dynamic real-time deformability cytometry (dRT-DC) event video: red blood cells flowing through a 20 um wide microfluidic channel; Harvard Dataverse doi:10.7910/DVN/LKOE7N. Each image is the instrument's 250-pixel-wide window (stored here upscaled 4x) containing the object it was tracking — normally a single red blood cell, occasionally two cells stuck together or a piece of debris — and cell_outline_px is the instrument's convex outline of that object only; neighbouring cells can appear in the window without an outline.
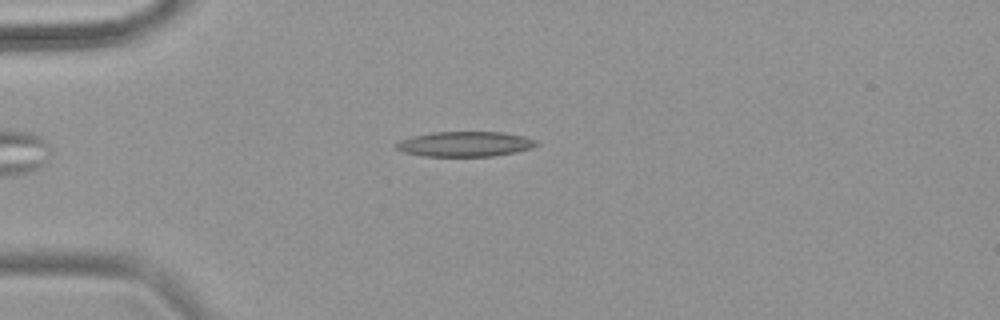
{"species": "common noctule bat (a hibernating species)", "species_latin": "Nyctalus noctula", "temperature_condition": "warm", "stored_images_in_passage": 45, "camera_frame_rate_fps": 3000, "um_per_image_px": 0.085, "animal": {"sex": "female", "body_mass_g": 18.4}, "frame": {"image": 1, "passage_image": 6, "time_ms": 1.667, "image_size_px": [1000, 320], "cell_outline_px": [[540, 144], [532, 148], [516, 152], [492, 156], [424, 156], [404, 152], [396, 148], [396, 144], [400, 140], [412, 136], [432, 132], [504, 132], [524, 136], [536, 140]], "centroid_in_image_um": [39.56, 12.24], "position_along_channel_um": 45.4, "area_um2": 20.52}}
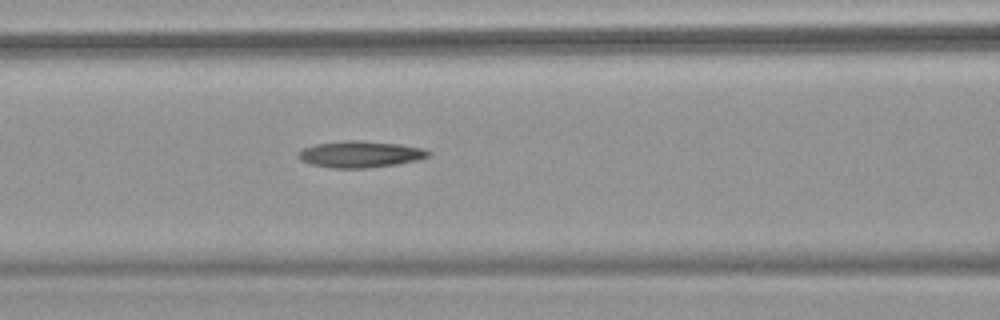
{"frame": {"image": 2, "passage_image": 15, "time_ms": 4.667, "image_size_px": [1000, 320], "cell_outline_px": [[432, 152], [428, 156], [416, 160], [396, 164], [368, 168], [332, 168], [312, 164], [300, 160], [296, 156], [304, 148], [316, 144], [344, 140], [356, 140], [400, 144], [424, 148]], "centroid_in_image_um": [30.62, 13.11], "position_along_channel_um": 136.0, "area_um2": 20.0}}
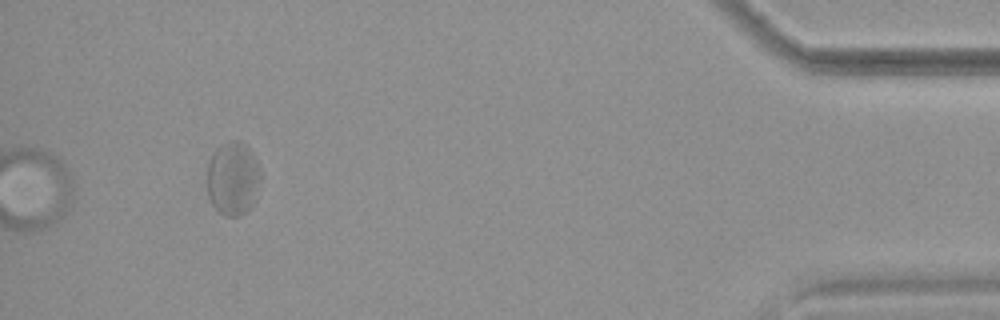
{"frame": {"image": 3, "passage_image": 42, "time_ms": 13.667, "image_size_px": [1000, 320], "cell_outline_px": [[260, 176], [252, 204], [240, 216], [224, 216], [212, 204], [208, 196], [208, 164], [212, 152], [220, 144], [228, 140], [240, 140], [252, 152], [256, 160], [260, 172]], "centroid_in_image_um": [19.77, 15.13], "position_along_channel_um": 415.4, "area_um2": 22.72}, "authors_computed_cell_mechanics": {"area_um2": 20.519, "velocity_mm_per_s": 3.7847, "shape_relaxation_time_tau1_ms": null, "shape_relaxation_time_tau2_ms": 5.3023, "deformation_change_tau1": null, "deformation_change_tau2": 0.1041}}